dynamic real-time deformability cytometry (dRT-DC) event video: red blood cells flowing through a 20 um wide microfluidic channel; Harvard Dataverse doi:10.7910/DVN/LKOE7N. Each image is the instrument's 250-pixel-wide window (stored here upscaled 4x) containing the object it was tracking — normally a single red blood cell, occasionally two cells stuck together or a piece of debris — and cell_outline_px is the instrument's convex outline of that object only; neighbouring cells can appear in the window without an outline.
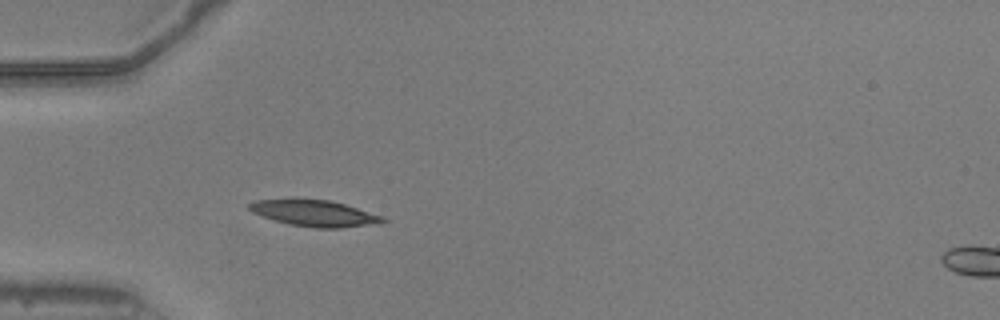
{"species": "common noctule bat (a hibernating species)", "species_latin": "Nyctalus noctula", "temperature_condition": "warm", "stored_images_in_passage": 36, "camera_frame_rate_fps": 3000, "um_per_image_px": 0.085, "animal": {"sex": "male", "body_mass_g": 20.5, "forearm_length_mm": 52.5}, "frame": {"image": 1, "passage_image": 4, "time_ms": 1.0, "image_size_px": [1000, 320], "cell_outline_px": [[388, 220], [380, 224], [340, 228], [316, 228], [288, 224], [252, 212], [248, 208], [248, 204], [256, 200], [328, 200], [344, 204], [384, 216]], "centroid_in_image_um": [26.82, 18.15], "position_along_channel_um": 58.2, "area_um2": 20.11}}
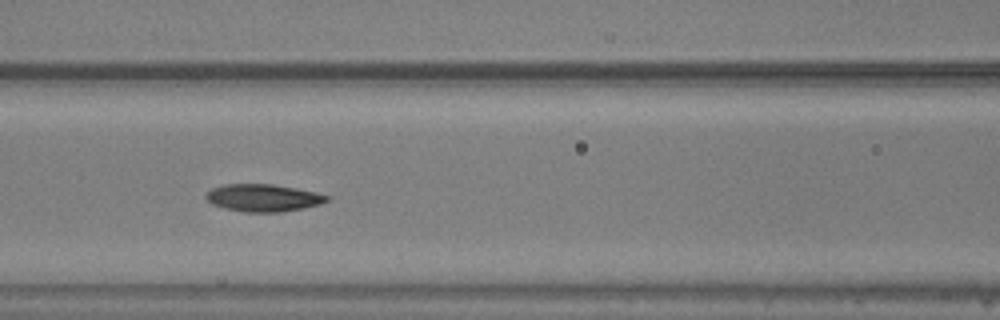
{"frame": {"image": 2, "passage_image": 11, "time_ms": 3.333, "image_size_px": [1000, 320], "cell_outline_px": [[332, 196], [328, 200], [320, 204], [304, 208], [280, 212], [244, 212], [224, 208], [212, 204], [204, 196], [212, 188], [224, 184], [272, 184], [316, 192]], "centroid_in_image_um": [22.38, 16.82], "position_along_channel_um": 144.2, "area_um2": 19.31}}
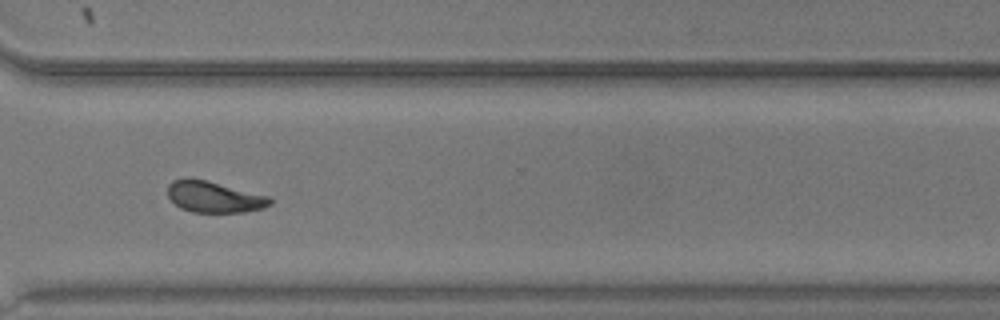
{"frame": {"image": 3, "passage_image": 27, "time_ms": 8.667, "image_size_px": [1000, 320], "cell_outline_px": [[272, 204], [264, 208], [244, 212], [192, 212], [180, 208], [168, 196], [168, 184], [172, 180], [184, 176], [188, 176], [208, 180], [272, 196]], "centroid_in_image_um": [18.22, 16.7], "position_along_channel_um": 352.4, "area_um2": 19.19}, "authors_computed_cell_mechanics": {"area_um2": 19.2474, "velocity_mm_per_s": 3.9246, "shape_relaxation_time_tau1_ms": 4.548, "shape_relaxation_time_tau2_ms": 3.2005, "deformation_change_tau1": 0.1459, "deformation_change_tau2": 0.0976}}